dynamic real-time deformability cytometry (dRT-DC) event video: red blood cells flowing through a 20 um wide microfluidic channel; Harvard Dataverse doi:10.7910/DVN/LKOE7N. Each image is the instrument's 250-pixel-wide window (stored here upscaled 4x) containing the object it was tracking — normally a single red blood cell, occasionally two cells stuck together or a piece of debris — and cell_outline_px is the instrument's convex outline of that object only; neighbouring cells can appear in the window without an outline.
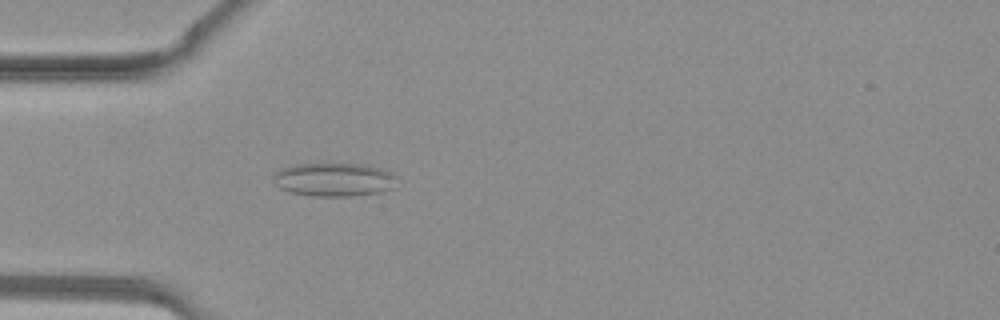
{"species": "common noctule bat (a hibernating species)", "species_latin": "Nyctalus noctula", "temperature_condition": "warm", "stored_images_in_passage": 29, "camera_frame_rate_fps": 3000, "um_per_image_px": 0.085, "animal": {"sex": "female", "body_mass_g": 19.3, "forearm_length_mm": 54.1}, "frame": {"image": 1, "passage_image": 2, "time_ms": 0.333, "image_size_px": [1000, 320], "cell_outline_px": [[396, 188], [380, 192], [352, 196], [312, 196], [288, 192], [280, 188], [272, 180], [272, 176], [276, 172], [284, 168], [296, 164], [364, 164], [380, 168], [392, 172], [396, 176]], "centroid_in_image_um": [28.42, 15.27], "position_along_channel_um": 56.6, "area_um2": 24.33}}
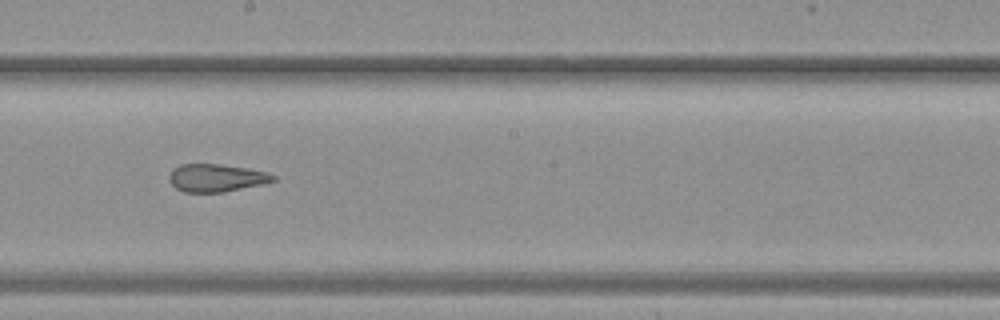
{"frame": {"image": 2, "passage_image": 12, "time_ms": 3.667, "image_size_px": [1000, 320], "cell_outline_px": [[276, 180], [264, 184], [224, 192], [184, 192], [176, 188], [168, 180], [168, 176], [172, 168], [180, 164], [220, 164], [248, 168], [268, 172], [276, 176]], "centroid_in_image_um": [18.39, 15.11], "position_along_channel_um": 229.8, "area_um2": 17.05}}
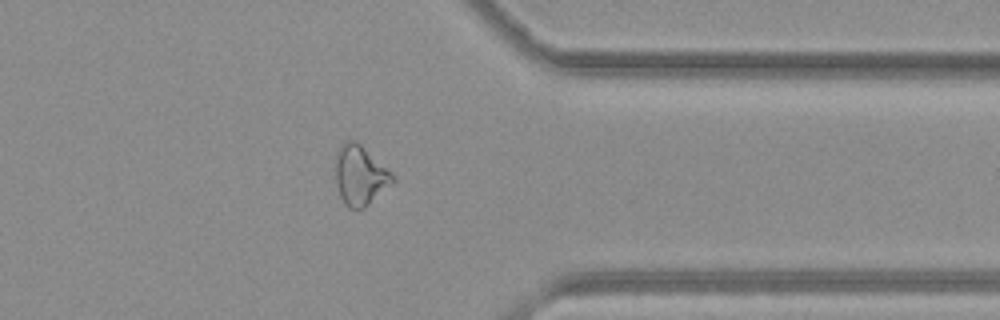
{"frame": {"image": 3, "passage_image": 21, "time_ms": 6.667, "image_size_px": [1000, 320], "cell_outline_px": [[396, 180], [392, 184], [364, 208], [356, 212], [348, 208], [344, 204], [340, 196], [336, 184], [332, 168], [336, 152], [348, 140], [356, 140], [392, 172]], "centroid_in_image_um": [30.57, 14.93], "position_along_channel_um": 380.8, "area_um2": 20.46}}